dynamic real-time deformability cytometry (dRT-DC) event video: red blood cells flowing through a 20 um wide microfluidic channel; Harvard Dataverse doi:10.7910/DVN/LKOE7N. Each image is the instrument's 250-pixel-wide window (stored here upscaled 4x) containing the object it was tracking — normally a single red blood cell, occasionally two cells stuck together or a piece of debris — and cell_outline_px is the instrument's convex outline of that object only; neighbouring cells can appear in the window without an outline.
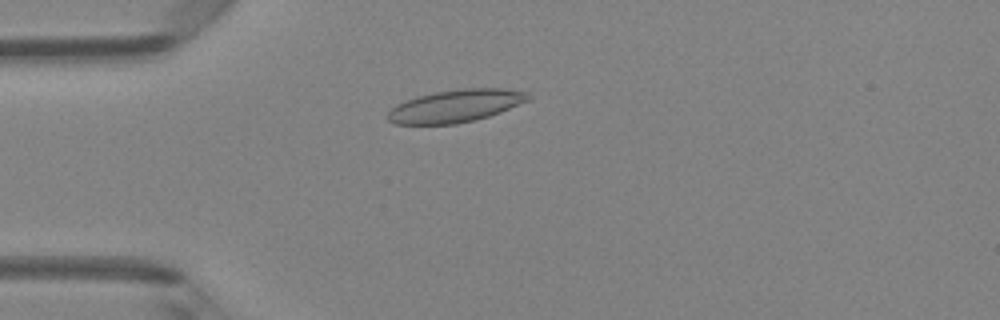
{"species": "Egyptian fruit bat (a non-hibernating species)", "species_latin": "Rousettus aegyptiacus", "temperature_condition": "room temperature", "stored_images_in_passage": 4, "camera_frame_rate_fps": 3000, "um_per_image_px": 0.085, "animal": {"sex": "female"}, "frame": {"image": 1, "passage_image": 4, "time_ms": 1.0, "image_size_px": [1000, 320], "cell_outline_px": [[532, 96], [528, 100], [500, 112], [476, 120], [456, 124], [396, 124], [388, 120], [388, 112], [396, 104], [416, 96], [436, 92], [460, 88], [504, 88], [528, 92]], "centroid_in_image_um": [38.74, 9.0], "position_along_channel_um": 46.3, "area_um2": 26.65}}